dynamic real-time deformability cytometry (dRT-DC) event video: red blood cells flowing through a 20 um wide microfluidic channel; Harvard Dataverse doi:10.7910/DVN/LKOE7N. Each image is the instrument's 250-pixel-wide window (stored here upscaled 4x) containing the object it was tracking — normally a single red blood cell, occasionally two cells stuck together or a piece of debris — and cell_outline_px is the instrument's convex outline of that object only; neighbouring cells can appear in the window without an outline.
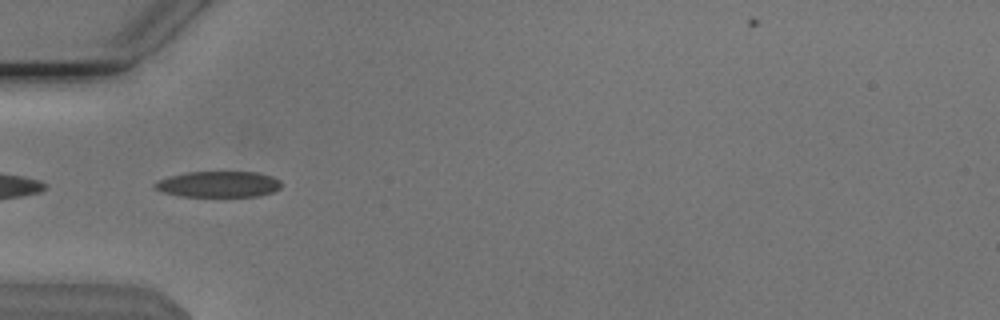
{"species": "Egyptian fruit bat (a non-hibernating species)", "species_latin": "Rousettus aegyptiacus", "temperature_condition": "cold", "stored_images_in_passage": 39, "camera_frame_rate_fps": 3000, "um_per_image_px": 0.085, "animal": {"sex": "male"}, "frame": {"image": 1, "passage_image": 9, "time_ms": 2.667, "image_size_px": [1000, 320], "cell_outline_px": [[280, 188], [272, 192], [260, 196], [180, 196], [164, 192], [152, 188], [152, 184], [156, 180], [168, 176], [188, 172], [256, 172], [272, 176], [280, 180]], "centroid_in_image_um": [18.52, 15.65], "position_along_channel_um": 66.5, "area_um2": 19.25}}
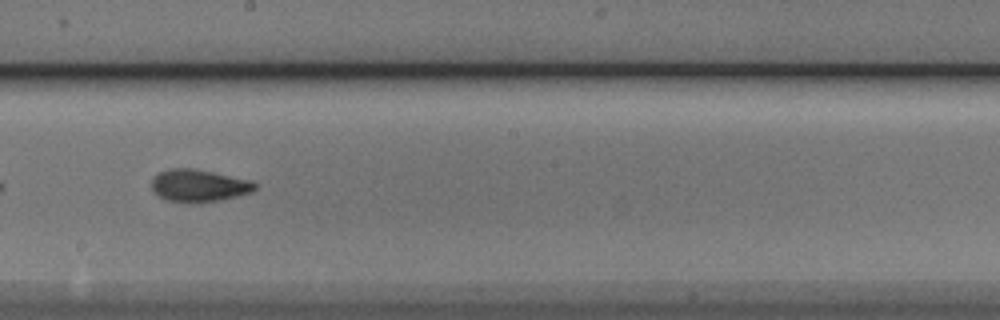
{"frame": {"image": 2, "passage_image": 22, "time_ms": 7.0, "image_size_px": [1000, 320], "cell_outline_px": [[256, 188], [252, 192], [220, 200], [168, 200], [160, 196], [152, 188], [152, 176], [168, 168], [196, 168], [248, 180], [256, 184]], "centroid_in_image_um": [16.89, 15.72], "position_along_channel_um": 231.3, "area_um2": 18.73}}
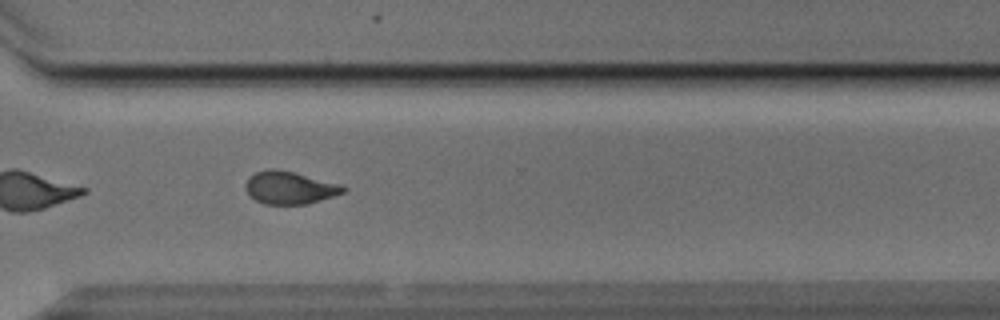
{"frame": {"image": 3, "passage_image": 31, "time_ms": 10.0, "image_size_px": [1000, 320], "cell_outline_px": [[348, 192], [308, 204], [264, 204], [256, 200], [244, 188], [244, 184], [248, 176], [256, 172], [268, 168], [272, 168], [292, 172], [344, 184], [348, 188]], "centroid_in_image_um": [24.67, 15.95], "position_along_channel_um": 345.9, "area_um2": 18.9}, "authors_computed_cell_mechanics": {"area_um2": 19.1318, "velocity_mm_per_s": 3.827, "shape_relaxation_time_tau1_ms": 5.879, "shape_relaxation_time_tau2_ms": 2.0491, "deformation_change_tau1": 0.1609, "deformation_change_tau2": 0.0824}}